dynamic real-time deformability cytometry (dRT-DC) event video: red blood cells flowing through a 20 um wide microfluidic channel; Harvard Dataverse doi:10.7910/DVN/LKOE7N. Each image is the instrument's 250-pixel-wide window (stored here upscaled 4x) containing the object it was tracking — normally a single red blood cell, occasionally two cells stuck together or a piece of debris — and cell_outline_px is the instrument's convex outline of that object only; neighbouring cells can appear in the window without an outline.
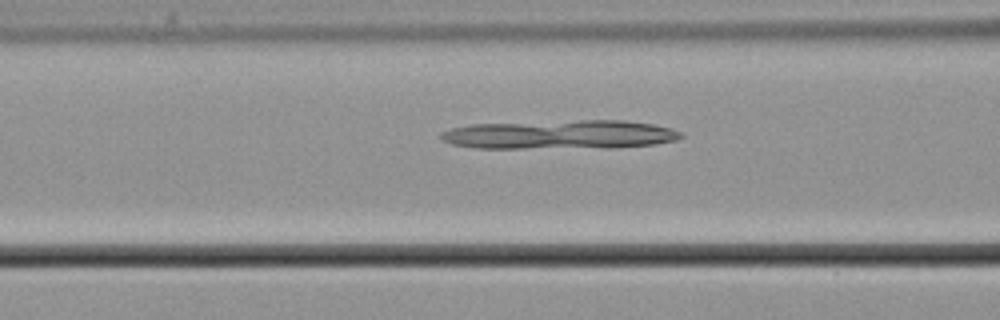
{"species": "common noctule bat (a hibernating species)", "species_latin": "Nyctalus noctula", "temperature_condition": "cold", "stored_images_in_passage": 16, "camera_frame_rate_fps": 3000, "um_per_image_px": 0.085, "animal": {"sex": "male", "body_mass_g": 21.5, "forearm_length_mm": 52.0}, "frame": {"image": 1, "passage_image": 14, "time_ms": 4.333, "image_size_px": [1000, 320], "cell_outline_px": [[684, 136], [676, 140], [656, 144], [524, 148], [476, 148], [452, 144], [440, 140], [440, 132], [452, 128], [472, 124], [580, 120], [624, 120], [656, 124], [672, 128], [680, 132]], "centroid_in_image_um": [47.53, 11.41], "position_along_channel_um": 119.1, "area_um2": 39.71}}